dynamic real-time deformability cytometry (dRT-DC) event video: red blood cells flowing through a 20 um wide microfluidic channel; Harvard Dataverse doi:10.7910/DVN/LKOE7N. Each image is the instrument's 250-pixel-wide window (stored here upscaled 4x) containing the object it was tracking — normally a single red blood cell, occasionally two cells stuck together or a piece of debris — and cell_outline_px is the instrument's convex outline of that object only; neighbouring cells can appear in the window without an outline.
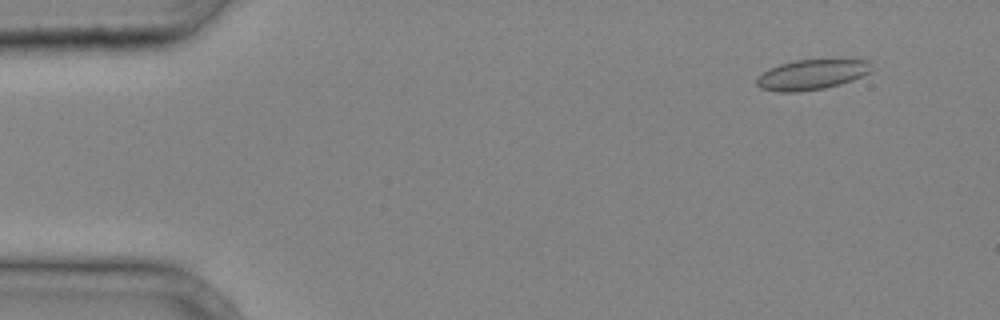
{"species": "common noctule bat (a hibernating species)", "species_latin": "Nyctalus noctula", "temperature_condition": "cold", "stored_images_in_passage": 31, "camera_frame_rate_fps": 3000, "um_per_image_px": 0.085, "animal": {"sex": "male", "body_mass_g": 20.4}, "frame": {"image": 1, "passage_image": 4, "time_ms": 1.0, "image_size_px": [1000, 320], "cell_outline_px": [[872, 72], [852, 80], [840, 84], [824, 88], [796, 92], [780, 92], [760, 88], [756, 84], [756, 76], [768, 68], [780, 64], [796, 60], [868, 60]], "centroid_in_image_um": [68.94, 6.35], "position_along_channel_um": 16.1, "area_um2": 20.11}}
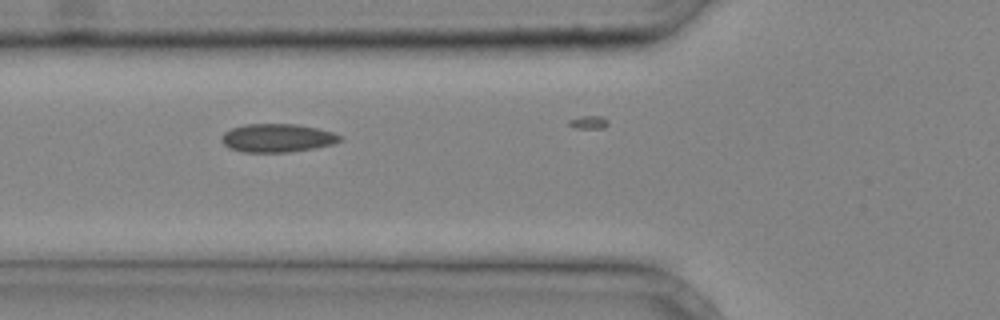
{"frame": {"image": 2, "passage_image": 15, "time_ms": 4.667, "image_size_px": [1000, 320], "cell_outline_px": [[344, 140], [332, 144], [316, 148], [292, 152], [244, 152], [228, 148], [220, 140], [224, 132], [232, 128], [244, 124], [296, 124], [316, 128], [332, 132], [340, 136]], "centroid_in_image_um": [23.56, 11.73], "position_along_channel_um": 102.2, "area_um2": 19.65}}
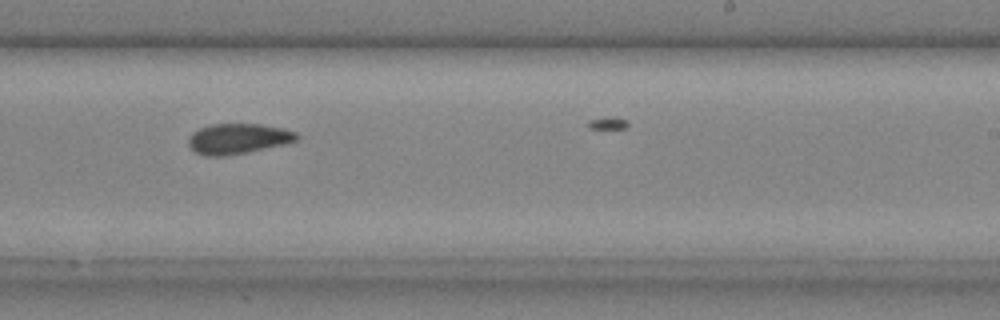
{"frame": {"image": 3, "passage_image": 25, "time_ms": 8.0, "image_size_px": [1000, 320], "cell_outline_px": [[300, 136], [296, 140], [284, 144], [248, 152], [224, 156], [204, 156], [196, 152], [188, 144], [188, 140], [192, 132], [200, 128], [212, 124], [260, 124], [280, 128], [296, 132]], "centroid_in_image_um": [20.21, 11.79], "position_along_channel_um": 268.8, "area_um2": 19.02}}